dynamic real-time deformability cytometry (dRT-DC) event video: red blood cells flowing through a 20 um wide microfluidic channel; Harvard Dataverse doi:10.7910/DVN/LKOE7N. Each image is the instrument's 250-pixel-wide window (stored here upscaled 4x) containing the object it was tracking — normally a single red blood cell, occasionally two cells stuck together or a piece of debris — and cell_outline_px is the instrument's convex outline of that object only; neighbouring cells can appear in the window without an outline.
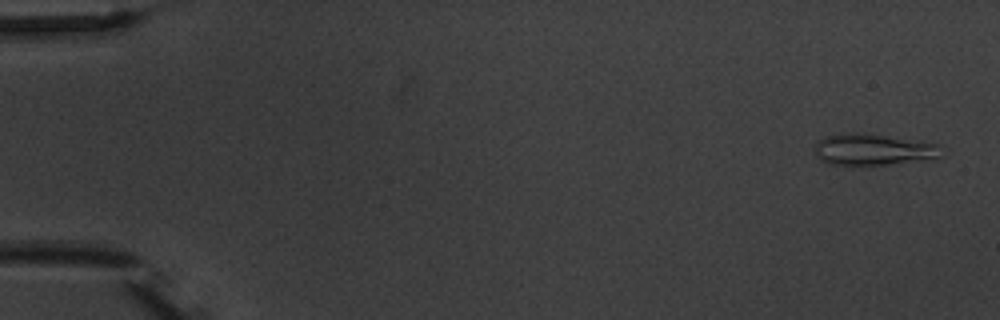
{"species": "common noctule bat (a hibernating species)", "species_latin": "Nyctalus noctula", "temperature_condition": "warm", "stored_images_in_passage": 5, "camera_frame_rate_fps": 3000, "um_per_image_px": 0.085, "animal": {"sex": "male", "body_mass_g": 20.1, "forearm_length_mm": 53.5}, "frame": {"image": 1, "passage_image": 1, "time_ms": 0.0, "image_size_px": [1000, 320], "cell_outline_px": [[948, 152], [940, 156], [868, 168], [864, 168], [832, 164], [820, 160], [812, 152], [816, 140], [824, 136], [856, 132], [940, 144]], "centroid_in_image_um": [74.16, 12.75], "position_along_channel_um": 10.8, "area_um2": 23.99}}
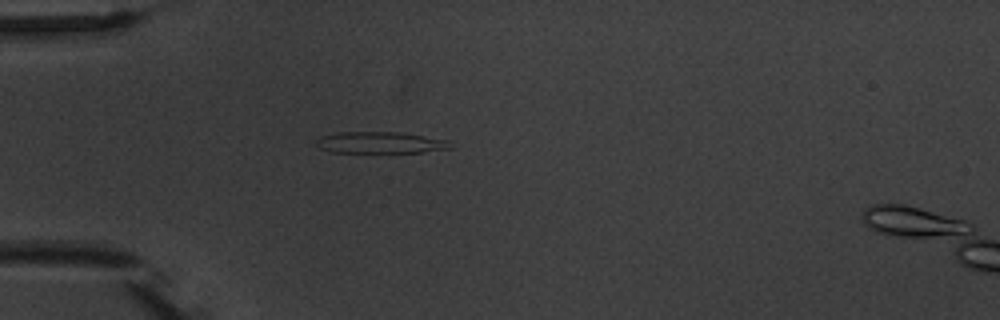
{"frame": {"image": 2, "passage_image": 5, "time_ms": 4.667, "image_size_px": [1000, 320], "cell_outline_px": [[452, 148], [420, 152], [332, 152], [320, 148], [316, 144], [316, 140], [320, 136], [340, 132], [400, 132], [452, 140]], "centroid_in_image_um": [32.37, 12.11], "position_along_channel_um": 52.6, "area_um2": 16.88}}